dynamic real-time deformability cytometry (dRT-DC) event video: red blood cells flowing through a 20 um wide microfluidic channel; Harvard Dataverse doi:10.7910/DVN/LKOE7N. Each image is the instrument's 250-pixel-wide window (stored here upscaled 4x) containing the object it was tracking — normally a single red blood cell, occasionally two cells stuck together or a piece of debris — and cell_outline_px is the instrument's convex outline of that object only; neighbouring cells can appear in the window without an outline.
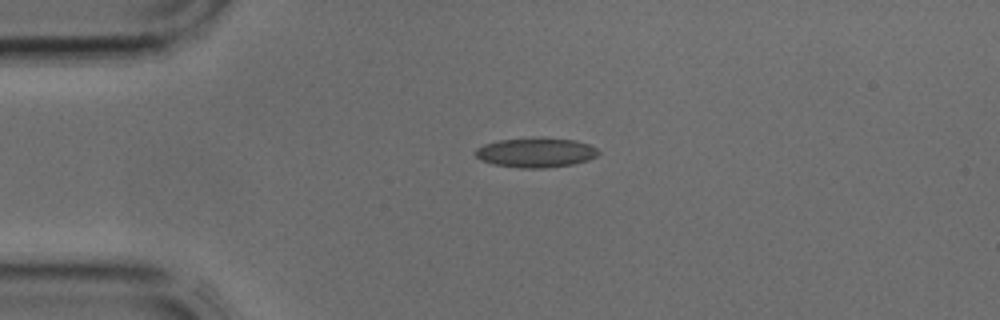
{"species": "common noctule bat (a hibernating species)", "species_latin": "Nyctalus noctula", "temperature_condition": "cold", "stored_images_in_passage": 1, "camera_frame_rate_fps": 3000, "um_per_image_px": 0.085, "animal": {"sex": "male", "body_mass_g": 17.9, "forearm_length_mm": 54.2}, "frame": {"image": 1, "passage_image": 1, "time_ms": 0.0, "image_size_px": [1000, 320], "cell_outline_px": [[600, 152], [596, 156], [588, 160], [572, 164], [548, 168], [520, 168], [492, 164], [480, 160], [472, 152], [476, 148], [484, 144], [500, 140], [540, 136], [572, 140], [588, 144], [596, 148]], "centroid_in_image_um": [45.5, 12.96], "position_along_channel_um": 39.5, "area_um2": 21.56}}